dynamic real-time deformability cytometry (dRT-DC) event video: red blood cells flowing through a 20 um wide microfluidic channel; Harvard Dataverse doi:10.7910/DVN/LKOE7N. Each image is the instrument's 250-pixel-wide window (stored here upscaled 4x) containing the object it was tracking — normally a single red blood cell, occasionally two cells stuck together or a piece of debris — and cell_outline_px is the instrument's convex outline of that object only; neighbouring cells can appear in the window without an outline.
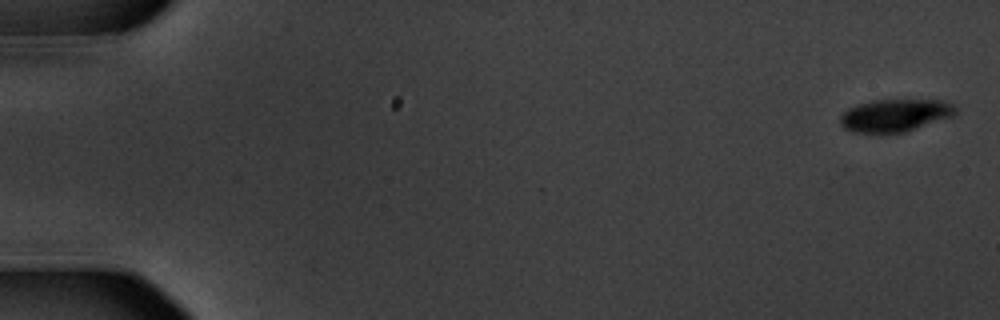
{"species": "common noctule bat (a hibernating species)", "species_latin": "Nyctalus noctula", "temperature_condition": "warm", "stored_images_in_passage": 57, "camera_frame_rate_fps": 3000, "um_per_image_px": 0.085, "animal": {"sex": "male", "body_mass_g": 20.1, "forearm_length_mm": 53.5}, "frame": {"image": 1, "passage_image": 1, "time_ms": 0.0, "image_size_px": [1000, 320], "cell_outline_px": [[956, 116], [904, 132], [880, 136], [852, 132], [844, 128], [840, 124], [840, 116], [848, 108], [860, 104], [876, 100], [944, 100], [956, 104]], "centroid_in_image_um": [76.1, 9.85], "position_along_channel_um": 8.9, "area_um2": 22.66}}
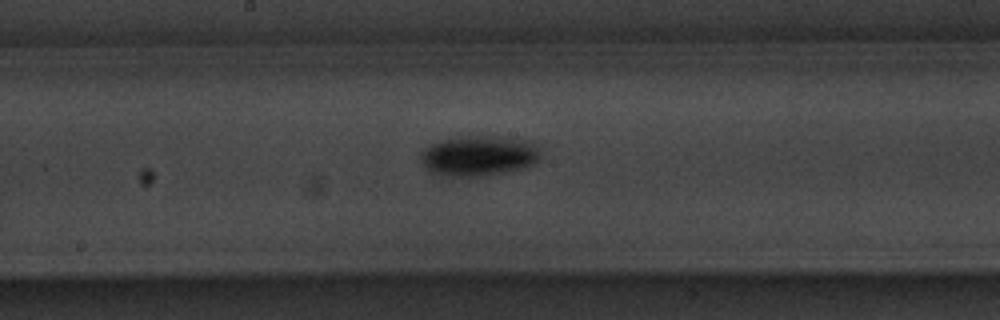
{"frame": {"image": 2, "passage_image": 31, "time_ms": 10.0, "image_size_px": [1000, 320], "cell_outline_px": [[540, 156], [532, 164], [520, 168], [504, 172], [484, 176], [448, 176], [428, 172], [420, 160], [420, 152], [424, 148], [432, 144], [444, 140], [468, 136], [492, 136], [528, 140], [536, 148]], "centroid_in_image_um": [40.62, 13.25], "position_along_channel_um": 207.6, "area_um2": 27.74}}
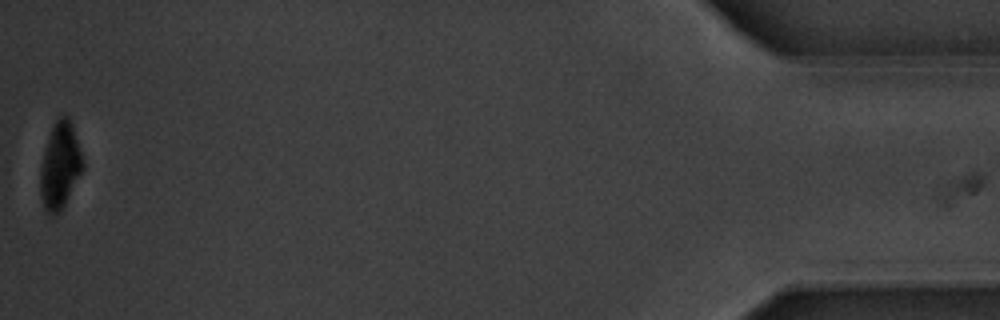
{"frame": {"image": 3, "passage_image": 57, "time_ms": 18.667, "image_size_px": [1000, 320], "cell_outline_px": [[84, 168], [60, 212], [52, 216], [44, 208], [40, 196], [40, 172], [44, 152], [52, 124], [60, 116], [68, 116], [72, 124], [84, 160]], "centroid_in_image_um": [5.11, 14.08], "position_along_channel_um": 430.1, "area_um2": 21.33}, "authors_computed_cell_mechanics": {"area_um2": 24.5072, "velocity_mm_per_s": 3.5677, "shape_relaxation_time_tau1_ms": 1.9073, "shape_relaxation_time_tau2_ms": null, "deformation_change_tau1": 0.1499, "deformation_change_tau2": null}}